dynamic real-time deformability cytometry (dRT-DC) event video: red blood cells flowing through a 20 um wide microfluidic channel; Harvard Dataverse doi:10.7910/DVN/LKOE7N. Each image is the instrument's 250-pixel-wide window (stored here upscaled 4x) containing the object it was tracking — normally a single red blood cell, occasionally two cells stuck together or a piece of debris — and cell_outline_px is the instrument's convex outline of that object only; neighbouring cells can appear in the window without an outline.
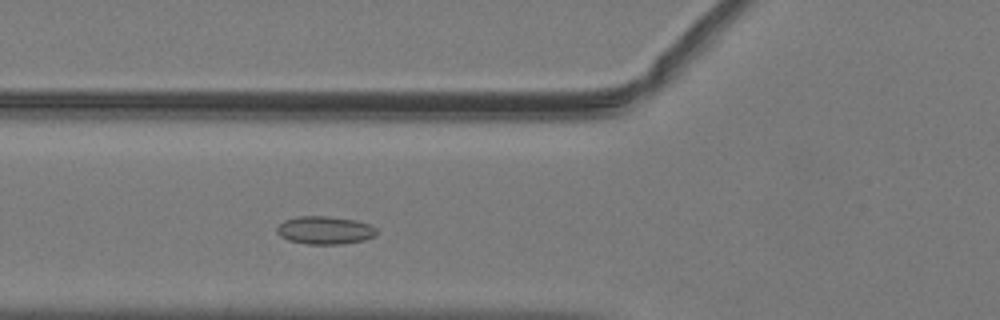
{"species": "common noctule bat (a hibernating species)", "species_latin": "Nyctalus noctula", "temperature_condition": "warm", "stored_images_in_passage": 44, "camera_frame_rate_fps": 3000, "um_per_image_px": 0.085, "animal": {"sex": "male", "body_mass_g": 19.2, "forearm_length_mm": 51.8}, "frame": {"image": 1, "passage_image": 11, "time_ms": 3.333, "image_size_px": [1000, 320], "cell_outline_px": [[376, 236], [364, 240], [344, 244], [304, 244], [288, 240], [280, 236], [276, 232], [276, 228], [284, 220], [300, 216], [328, 216], [356, 220], [368, 224], [376, 228]], "centroid_in_image_um": [27.6, 19.57], "position_along_channel_um": 98.2, "area_um2": 16.36}}
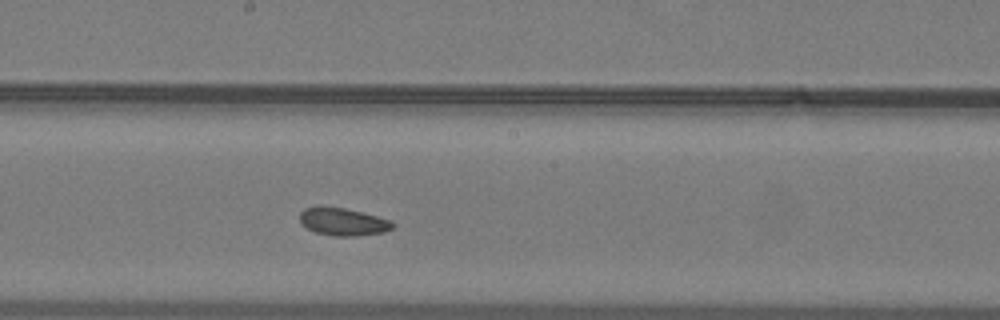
{"frame": {"image": 2, "passage_image": 20, "time_ms": 6.333, "image_size_px": [1000, 320], "cell_outline_px": [[396, 224], [392, 228], [384, 232], [356, 236], [332, 236], [316, 232], [300, 224], [300, 212], [304, 208], [344, 208], [392, 220]], "centroid_in_image_um": [29.19, 18.88], "position_along_channel_um": 219.0, "area_um2": 14.68}}
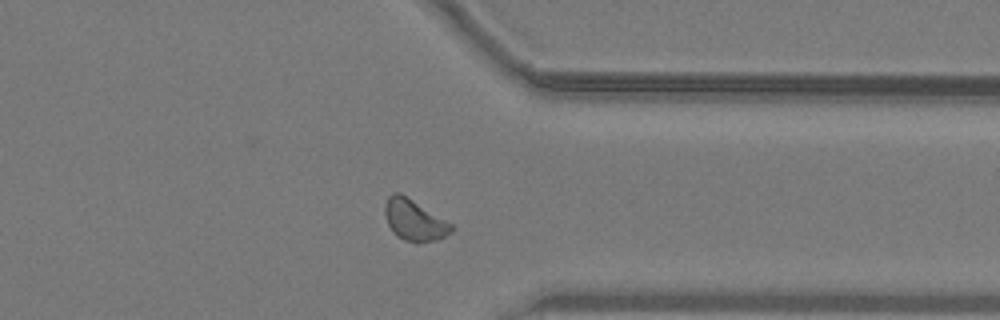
{"frame": {"image": 3, "passage_image": 32, "time_ms": 10.333, "image_size_px": [1000, 320], "cell_outline_px": [[456, 228], [452, 232], [436, 240], [416, 244], [404, 240], [392, 232], [388, 224], [384, 212], [384, 204], [388, 196], [392, 192], [400, 192], [452, 224]], "centroid_in_image_um": [35.2, 18.72], "position_along_channel_um": 376.2, "area_um2": 16.07}, "authors_computed_cell_mechanics": {"area_um2": 15.5193, "velocity_mm_per_s": 4.02, "shape_relaxation_time_tau1_ms": null, "shape_relaxation_time_tau2_ms": 3.8072, "deformation_change_tau1": null, "deformation_change_tau2": 0.0936}}